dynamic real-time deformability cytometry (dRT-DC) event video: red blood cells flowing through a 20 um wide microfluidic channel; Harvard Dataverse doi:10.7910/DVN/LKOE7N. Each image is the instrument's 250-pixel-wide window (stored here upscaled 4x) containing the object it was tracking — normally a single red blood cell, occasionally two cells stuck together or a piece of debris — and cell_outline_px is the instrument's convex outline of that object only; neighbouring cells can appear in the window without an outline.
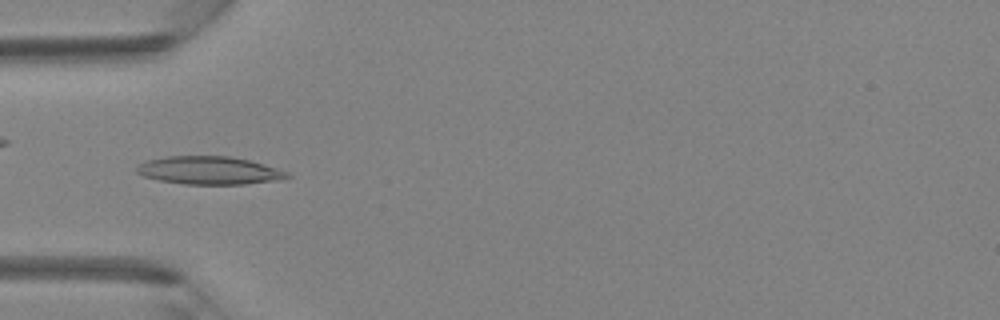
{"species": "Egyptian fruit bat (a non-hibernating species)", "species_latin": "Rousettus aegyptiacus", "temperature_condition": "room temperature", "stored_images_in_passage": 40, "camera_frame_rate_fps": 3000, "um_per_image_px": 0.085, "animal": {"sex": "female"}, "frame": {"image": 1, "passage_image": 11, "time_ms": 3.333, "image_size_px": [1000, 320], "cell_outline_px": [[292, 176], [284, 180], [244, 184], [184, 184], [160, 180], [144, 176], [136, 172], [136, 168], [140, 164], [148, 160], [168, 156], [228, 156], [248, 160], [264, 164], [288, 172]], "centroid_in_image_um": [17.84, 14.49], "position_along_channel_um": 67.2, "area_um2": 24.51}}
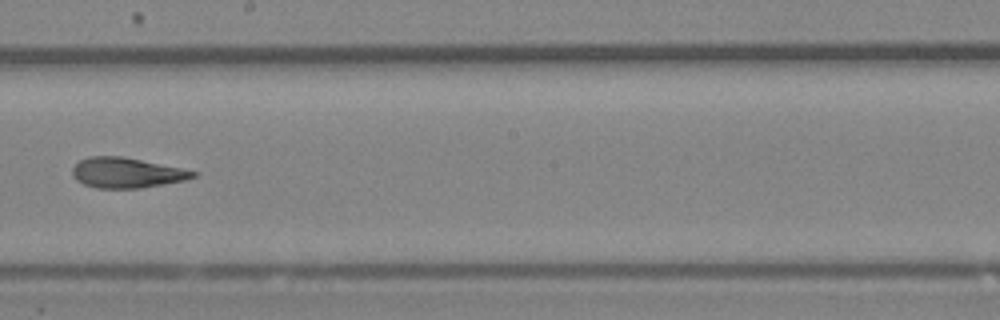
{"frame": {"image": 2, "passage_image": 22, "time_ms": 7.0, "image_size_px": [1000, 320], "cell_outline_px": [[200, 172], [196, 176], [184, 180], [164, 184], [140, 188], [96, 188], [84, 184], [76, 180], [72, 176], [72, 168], [80, 160], [88, 156], [124, 156]], "centroid_in_image_um": [10.75, 14.68], "position_along_channel_um": 237.4, "area_um2": 21.33}}
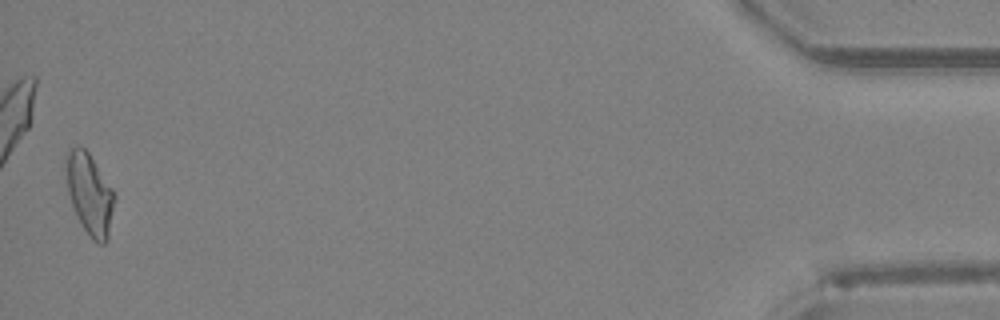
{"frame": {"image": 3, "passage_image": 40, "time_ms": 13.0, "image_size_px": [1000, 320], "cell_outline_px": [[116, 196], [108, 240], [104, 244], [100, 244], [92, 240], [76, 216], [68, 192], [64, 168], [64, 160], [68, 148], [84, 148], [88, 152], [112, 188]], "centroid_in_image_um": [7.61, 16.5], "position_along_channel_um": 427.6, "area_um2": 23.06}}